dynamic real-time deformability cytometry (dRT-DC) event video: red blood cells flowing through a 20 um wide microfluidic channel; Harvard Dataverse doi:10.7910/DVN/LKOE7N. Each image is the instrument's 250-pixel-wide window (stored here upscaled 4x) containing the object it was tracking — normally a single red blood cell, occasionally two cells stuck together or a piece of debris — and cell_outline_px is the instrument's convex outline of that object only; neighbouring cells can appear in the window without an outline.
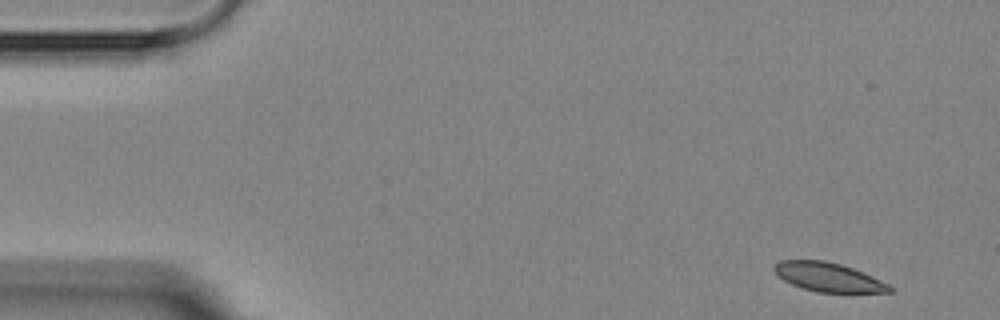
{"species": "Egyptian fruit bat (a non-hibernating species)", "species_latin": "Rousettus aegyptiacus", "temperature_condition": "room temperature", "stored_images_in_passage": 4, "camera_frame_rate_fps": 3000, "um_per_image_px": 0.085, "animal": {"sex": "female"}, "frame": {"image": 1, "passage_image": 1, "time_ms": 0.0, "image_size_px": [1000, 320], "cell_outline_px": [[892, 292], [816, 292], [792, 284], [784, 280], [772, 268], [780, 260], [824, 260], [840, 264], [852, 268], [872, 276], [888, 284], [892, 288]], "centroid_in_image_um": [70.4, 23.55], "position_along_channel_um": 14.6, "area_um2": 19.13}}